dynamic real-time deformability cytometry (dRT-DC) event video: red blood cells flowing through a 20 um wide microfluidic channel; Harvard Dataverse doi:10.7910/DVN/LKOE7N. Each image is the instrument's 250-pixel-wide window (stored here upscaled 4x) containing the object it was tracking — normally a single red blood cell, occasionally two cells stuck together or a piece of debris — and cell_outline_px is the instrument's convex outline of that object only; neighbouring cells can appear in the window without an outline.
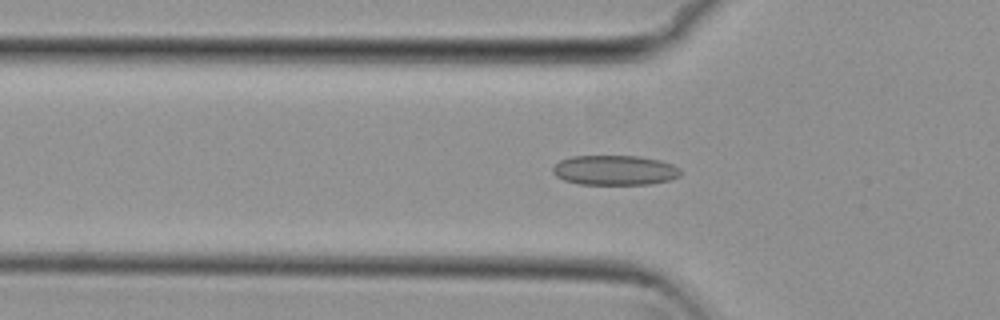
{"species": "common noctule bat (a hibernating species)", "species_latin": "Nyctalus noctula", "temperature_condition": "cold", "stored_images_in_passage": 30, "camera_frame_rate_fps": 3000, "um_per_image_px": 0.085, "animal": {"sex": "female", "body_mass_g": 29.2, "forearm_length_mm": 56.3}, "frame": {"image": 1, "passage_image": 6, "time_ms": 1.667, "image_size_px": [1000, 320], "cell_outline_px": [[680, 176], [672, 180], [648, 184], [576, 184], [564, 180], [556, 176], [552, 172], [552, 168], [560, 160], [572, 156], [640, 156], [660, 160], [672, 164], [680, 168]], "centroid_in_image_um": [52.26, 14.47], "position_along_channel_um": 73.5, "area_um2": 22.37}}
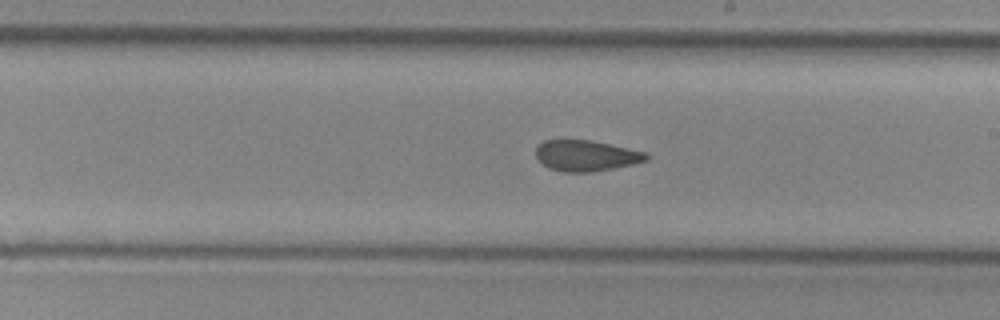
{"frame": {"image": 2, "passage_image": 19, "time_ms": 6.0, "image_size_px": [1000, 320], "cell_outline_px": [[652, 156], [648, 160], [636, 164], [592, 172], [564, 172], [548, 168], [536, 156], [536, 148], [544, 140], [592, 140], [648, 152]], "centroid_in_image_um": [49.9, 13.23], "position_along_channel_um": 239.1, "area_um2": 20.11}}
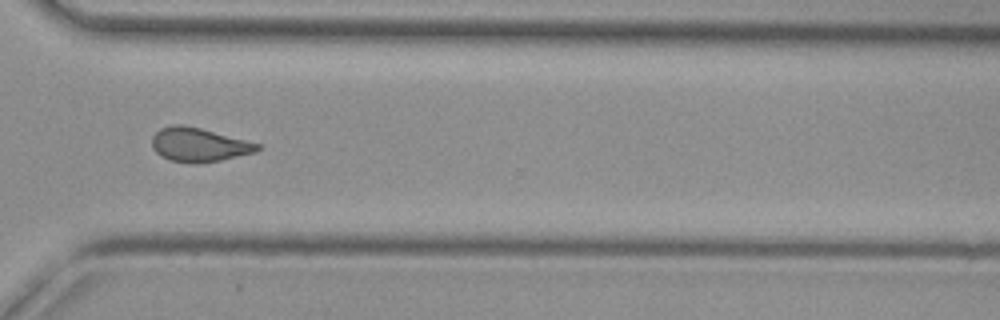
{"frame": {"image": 3, "passage_image": 28, "time_ms": 9.0, "image_size_px": [1000, 320], "cell_outline_px": [[260, 148], [256, 152], [220, 160], [196, 164], [192, 164], [168, 160], [160, 156], [152, 148], [152, 136], [160, 128], [172, 124], [184, 124], [200, 128], [260, 144]], "centroid_in_image_um": [16.85, 12.31], "position_along_channel_um": 353.7, "area_um2": 20.92}, "authors_computed_cell_mechanics": {"area_um2": 20.9814, "velocity_mm_per_s": 3.8172, "shape_relaxation_time_tau1_ms": null, "shape_relaxation_time_tau2_ms": 2.0491, "deformation_change_tau1": null, "deformation_change_tau2": 0.0956}}